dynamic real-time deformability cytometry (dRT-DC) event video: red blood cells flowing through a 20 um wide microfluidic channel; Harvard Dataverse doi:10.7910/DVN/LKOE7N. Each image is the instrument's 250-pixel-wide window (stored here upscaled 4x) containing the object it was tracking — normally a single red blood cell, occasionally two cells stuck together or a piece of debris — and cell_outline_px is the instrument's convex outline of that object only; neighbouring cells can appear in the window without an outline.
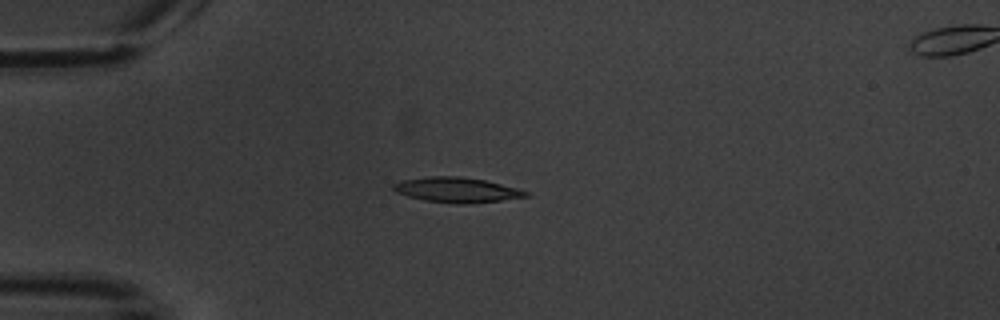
{"species": "common noctule bat (a hibernating species)", "species_latin": "Nyctalus noctula", "temperature_condition": "warm", "stored_images_in_passage": 8, "camera_frame_rate_fps": 3000, "um_per_image_px": 0.085, "animal": {"sex": "male", "body_mass_g": 20.1, "forearm_length_mm": 53.5}, "frame": {"image": 1, "passage_image": 1, "time_ms": 0.0, "image_size_px": [1000, 320], "cell_outline_px": [[532, 196], [468, 204], [456, 204], [424, 200], [408, 196], [396, 192], [392, 188], [392, 184], [404, 180], [428, 176], [456, 176], [484, 180], [532, 192]], "centroid_in_image_um": [38.85, 16.15], "position_along_channel_um": 46.1, "area_um2": 19.31}}
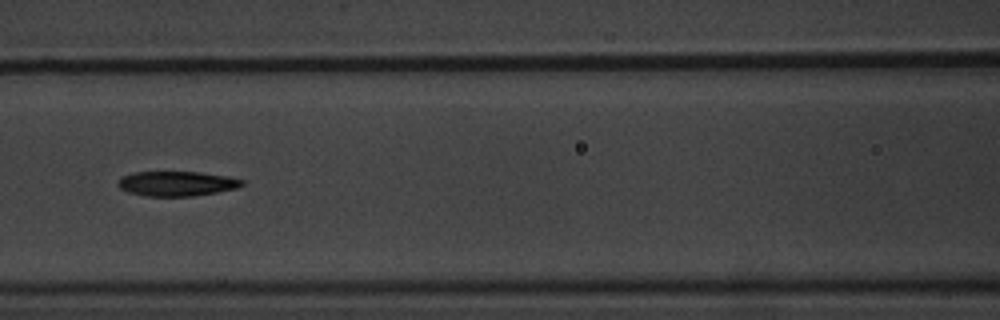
{"frame": {"image": 2, "passage_image": 4, "time_ms": 3.667, "image_size_px": [1000, 320], "cell_outline_px": [[244, 184], [236, 188], [216, 192], [192, 196], [148, 196], [128, 192], [120, 188], [116, 184], [120, 176], [136, 172], [200, 172], [228, 176], [244, 180]], "centroid_in_image_um": [15.0, 15.6], "position_along_channel_um": 151.6, "area_um2": 17.92}}
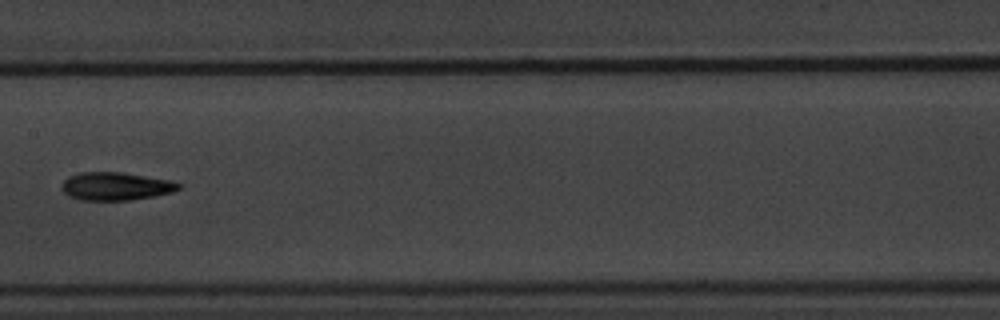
{"frame": {"image": 3, "passage_image": 5, "time_ms": 5.0, "image_size_px": [1000, 320], "cell_outline_px": [[180, 188], [172, 192], [156, 196], [132, 200], [80, 200], [68, 196], [60, 188], [60, 184], [68, 176], [80, 172], [124, 172], [172, 180], [180, 184]], "centroid_in_image_um": [9.82, 15.83], "position_along_channel_um": 197.6, "area_um2": 19.42}}